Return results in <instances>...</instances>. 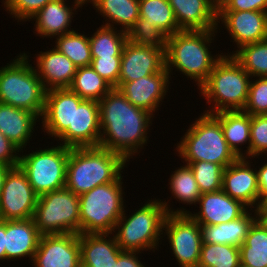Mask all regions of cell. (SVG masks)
Instances as JSON below:
<instances>
[{"instance_id": "obj_1", "label": "cell", "mask_w": 267, "mask_h": 267, "mask_svg": "<svg viewBox=\"0 0 267 267\" xmlns=\"http://www.w3.org/2000/svg\"><path fill=\"white\" fill-rule=\"evenodd\" d=\"M98 103L102 130L98 147L118 153L129 162L147 143L154 116L132 105L117 88H112Z\"/></svg>"}, {"instance_id": "obj_2", "label": "cell", "mask_w": 267, "mask_h": 267, "mask_svg": "<svg viewBox=\"0 0 267 267\" xmlns=\"http://www.w3.org/2000/svg\"><path fill=\"white\" fill-rule=\"evenodd\" d=\"M217 29L181 30L167 37L165 67L171 78L172 67L200 87L223 55L213 56L208 50ZM215 32V33H214Z\"/></svg>"}, {"instance_id": "obj_3", "label": "cell", "mask_w": 267, "mask_h": 267, "mask_svg": "<svg viewBox=\"0 0 267 267\" xmlns=\"http://www.w3.org/2000/svg\"><path fill=\"white\" fill-rule=\"evenodd\" d=\"M118 153L101 147L70 148L65 187L77 195L114 182L126 167Z\"/></svg>"}, {"instance_id": "obj_4", "label": "cell", "mask_w": 267, "mask_h": 267, "mask_svg": "<svg viewBox=\"0 0 267 267\" xmlns=\"http://www.w3.org/2000/svg\"><path fill=\"white\" fill-rule=\"evenodd\" d=\"M168 202L149 200L131 216L127 217L123 212L114 227L115 239L123 251L140 252L158 248L159 240L165 233L163 225L167 214H188L185 208L171 210ZM186 210V211H185ZM128 218V219H127ZM118 229L117 233L116 230Z\"/></svg>"}, {"instance_id": "obj_5", "label": "cell", "mask_w": 267, "mask_h": 267, "mask_svg": "<svg viewBox=\"0 0 267 267\" xmlns=\"http://www.w3.org/2000/svg\"><path fill=\"white\" fill-rule=\"evenodd\" d=\"M224 54L215 64L207 80L199 87L208 105H214L204 111L208 114L243 110L248 100L251 76L232 55Z\"/></svg>"}, {"instance_id": "obj_6", "label": "cell", "mask_w": 267, "mask_h": 267, "mask_svg": "<svg viewBox=\"0 0 267 267\" xmlns=\"http://www.w3.org/2000/svg\"><path fill=\"white\" fill-rule=\"evenodd\" d=\"M26 53L0 68V103L42 116L46 89Z\"/></svg>"}, {"instance_id": "obj_7", "label": "cell", "mask_w": 267, "mask_h": 267, "mask_svg": "<svg viewBox=\"0 0 267 267\" xmlns=\"http://www.w3.org/2000/svg\"><path fill=\"white\" fill-rule=\"evenodd\" d=\"M194 122L176 147L186 165L206 161L226 168L238 158L228 147L221 123L213 114L204 112Z\"/></svg>"}, {"instance_id": "obj_8", "label": "cell", "mask_w": 267, "mask_h": 267, "mask_svg": "<svg viewBox=\"0 0 267 267\" xmlns=\"http://www.w3.org/2000/svg\"><path fill=\"white\" fill-rule=\"evenodd\" d=\"M122 177L79 195L80 234L113 233L125 212Z\"/></svg>"}, {"instance_id": "obj_9", "label": "cell", "mask_w": 267, "mask_h": 267, "mask_svg": "<svg viewBox=\"0 0 267 267\" xmlns=\"http://www.w3.org/2000/svg\"><path fill=\"white\" fill-rule=\"evenodd\" d=\"M79 195L64 187L38 196L33 219L42 235L80 234Z\"/></svg>"}, {"instance_id": "obj_10", "label": "cell", "mask_w": 267, "mask_h": 267, "mask_svg": "<svg viewBox=\"0 0 267 267\" xmlns=\"http://www.w3.org/2000/svg\"><path fill=\"white\" fill-rule=\"evenodd\" d=\"M33 152V153H32ZM20 156L19 166L34 192L42 194L64 188L70 148L61 145Z\"/></svg>"}, {"instance_id": "obj_11", "label": "cell", "mask_w": 267, "mask_h": 267, "mask_svg": "<svg viewBox=\"0 0 267 267\" xmlns=\"http://www.w3.org/2000/svg\"><path fill=\"white\" fill-rule=\"evenodd\" d=\"M163 230L180 267H196L200 261V224L189 214H167Z\"/></svg>"}, {"instance_id": "obj_12", "label": "cell", "mask_w": 267, "mask_h": 267, "mask_svg": "<svg viewBox=\"0 0 267 267\" xmlns=\"http://www.w3.org/2000/svg\"><path fill=\"white\" fill-rule=\"evenodd\" d=\"M38 195L20 166L10 167L0 194V220L33 218Z\"/></svg>"}, {"instance_id": "obj_13", "label": "cell", "mask_w": 267, "mask_h": 267, "mask_svg": "<svg viewBox=\"0 0 267 267\" xmlns=\"http://www.w3.org/2000/svg\"><path fill=\"white\" fill-rule=\"evenodd\" d=\"M32 263L35 267H81L79 234L42 235Z\"/></svg>"}, {"instance_id": "obj_14", "label": "cell", "mask_w": 267, "mask_h": 267, "mask_svg": "<svg viewBox=\"0 0 267 267\" xmlns=\"http://www.w3.org/2000/svg\"><path fill=\"white\" fill-rule=\"evenodd\" d=\"M100 133L99 103L83 99L74 104L73 128H67L58 140L68 148L98 147Z\"/></svg>"}, {"instance_id": "obj_15", "label": "cell", "mask_w": 267, "mask_h": 267, "mask_svg": "<svg viewBox=\"0 0 267 267\" xmlns=\"http://www.w3.org/2000/svg\"><path fill=\"white\" fill-rule=\"evenodd\" d=\"M164 68V50L127 40L122 51L119 86L158 73Z\"/></svg>"}, {"instance_id": "obj_16", "label": "cell", "mask_w": 267, "mask_h": 267, "mask_svg": "<svg viewBox=\"0 0 267 267\" xmlns=\"http://www.w3.org/2000/svg\"><path fill=\"white\" fill-rule=\"evenodd\" d=\"M246 159L239 157L224 168L222 190L231 198L250 207L251 211L252 208L258 211L260 196L257 170L251 169L250 160Z\"/></svg>"}, {"instance_id": "obj_17", "label": "cell", "mask_w": 267, "mask_h": 267, "mask_svg": "<svg viewBox=\"0 0 267 267\" xmlns=\"http://www.w3.org/2000/svg\"><path fill=\"white\" fill-rule=\"evenodd\" d=\"M82 100L69 88L47 90L41 116L44 132L57 139L67 128H73L74 104Z\"/></svg>"}, {"instance_id": "obj_18", "label": "cell", "mask_w": 267, "mask_h": 267, "mask_svg": "<svg viewBox=\"0 0 267 267\" xmlns=\"http://www.w3.org/2000/svg\"><path fill=\"white\" fill-rule=\"evenodd\" d=\"M220 20L237 48L267 39V12L218 11L217 23Z\"/></svg>"}, {"instance_id": "obj_19", "label": "cell", "mask_w": 267, "mask_h": 267, "mask_svg": "<svg viewBox=\"0 0 267 267\" xmlns=\"http://www.w3.org/2000/svg\"><path fill=\"white\" fill-rule=\"evenodd\" d=\"M169 73L166 67L155 74L132 82L122 83L117 89L134 106L154 114L169 87Z\"/></svg>"}, {"instance_id": "obj_20", "label": "cell", "mask_w": 267, "mask_h": 267, "mask_svg": "<svg viewBox=\"0 0 267 267\" xmlns=\"http://www.w3.org/2000/svg\"><path fill=\"white\" fill-rule=\"evenodd\" d=\"M200 211L198 213L188 214L199 224L218 225L225 222H230L243 216L248 207L242 202L231 198L222 189L202 193L198 203Z\"/></svg>"}, {"instance_id": "obj_21", "label": "cell", "mask_w": 267, "mask_h": 267, "mask_svg": "<svg viewBox=\"0 0 267 267\" xmlns=\"http://www.w3.org/2000/svg\"><path fill=\"white\" fill-rule=\"evenodd\" d=\"M66 0H53L48 2L31 19H35L36 34L41 37L62 36L75 30L68 29L74 17V11L86 4V0H74V5L69 7Z\"/></svg>"}, {"instance_id": "obj_22", "label": "cell", "mask_w": 267, "mask_h": 267, "mask_svg": "<svg viewBox=\"0 0 267 267\" xmlns=\"http://www.w3.org/2000/svg\"><path fill=\"white\" fill-rule=\"evenodd\" d=\"M41 236L33 218L5 221L6 260L28 256L32 261Z\"/></svg>"}, {"instance_id": "obj_23", "label": "cell", "mask_w": 267, "mask_h": 267, "mask_svg": "<svg viewBox=\"0 0 267 267\" xmlns=\"http://www.w3.org/2000/svg\"><path fill=\"white\" fill-rule=\"evenodd\" d=\"M36 58L37 65L34 68L46 90L70 86L77 68L64 54L54 47L40 52Z\"/></svg>"}, {"instance_id": "obj_24", "label": "cell", "mask_w": 267, "mask_h": 267, "mask_svg": "<svg viewBox=\"0 0 267 267\" xmlns=\"http://www.w3.org/2000/svg\"><path fill=\"white\" fill-rule=\"evenodd\" d=\"M111 234H79L81 267H115L123 251ZM109 236L108 239H106Z\"/></svg>"}, {"instance_id": "obj_25", "label": "cell", "mask_w": 267, "mask_h": 267, "mask_svg": "<svg viewBox=\"0 0 267 267\" xmlns=\"http://www.w3.org/2000/svg\"><path fill=\"white\" fill-rule=\"evenodd\" d=\"M180 30L218 29L217 11L209 0H167Z\"/></svg>"}, {"instance_id": "obj_26", "label": "cell", "mask_w": 267, "mask_h": 267, "mask_svg": "<svg viewBox=\"0 0 267 267\" xmlns=\"http://www.w3.org/2000/svg\"><path fill=\"white\" fill-rule=\"evenodd\" d=\"M37 119L40 121L30 111L0 103V132L21 151L29 143Z\"/></svg>"}, {"instance_id": "obj_27", "label": "cell", "mask_w": 267, "mask_h": 267, "mask_svg": "<svg viewBox=\"0 0 267 267\" xmlns=\"http://www.w3.org/2000/svg\"><path fill=\"white\" fill-rule=\"evenodd\" d=\"M254 216L247 211L243 216L230 222L218 225L200 224L201 237L203 243L226 244L240 247L249 232L252 224L259 218V213L254 209ZM251 213V214H250Z\"/></svg>"}, {"instance_id": "obj_28", "label": "cell", "mask_w": 267, "mask_h": 267, "mask_svg": "<svg viewBox=\"0 0 267 267\" xmlns=\"http://www.w3.org/2000/svg\"><path fill=\"white\" fill-rule=\"evenodd\" d=\"M213 115L220 121L224 138L233 153L238 158H250L251 115L243 110L221 111ZM244 143H248L246 155L241 151V147L239 148V145Z\"/></svg>"}, {"instance_id": "obj_29", "label": "cell", "mask_w": 267, "mask_h": 267, "mask_svg": "<svg viewBox=\"0 0 267 267\" xmlns=\"http://www.w3.org/2000/svg\"><path fill=\"white\" fill-rule=\"evenodd\" d=\"M86 3L93 4L99 14L106 17L109 23L105 26L121 25L120 29L127 33L139 18V0H86Z\"/></svg>"}, {"instance_id": "obj_30", "label": "cell", "mask_w": 267, "mask_h": 267, "mask_svg": "<svg viewBox=\"0 0 267 267\" xmlns=\"http://www.w3.org/2000/svg\"><path fill=\"white\" fill-rule=\"evenodd\" d=\"M241 263L250 267H267V225L258 218L239 247Z\"/></svg>"}, {"instance_id": "obj_31", "label": "cell", "mask_w": 267, "mask_h": 267, "mask_svg": "<svg viewBox=\"0 0 267 267\" xmlns=\"http://www.w3.org/2000/svg\"><path fill=\"white\" fill-rule=\"evenodd\" d=\"M101 25L91 37L89 43L92 58L122 57V51L128 40L127 32L121 29Z\"/></svg>"}, {"instance_id": "obj_32", "label": "cell", "mask_w": 267, "mask_h": 267, "mask_svg": "<svg viewBox=\"0 0 267 267\" xmlns=\"http://www.w3.org/2000/svg\"><path fill=\"white\" fill-rule=\"evenodd\" d=\"M85 100L99 102L113 88L91 66L79 67L68 87Z\"/></svg>"}, {"instance_id": "obj_33", "label": "cell", "mask_w": 267, "mask_h": 267, "mask_svg": "<svg viewBox=\"0 0 267 267\" xmlns=\"http://www.w3.org/2000/svg\"><path fill=\"white\" fill-rule=\"evenodd\" d=\"M139 18L146 19L167 36L181 31L167 0H139Z\"/></svg>"}, {"instance_id": "obj_34", "label": "cell", "mask_w": 267, "mask_h": 267, "mask_svg": "<svg viewBox=\"0 0 267 267\" xmlns=\"http://www.w3.org/2000/svg\"><path fill=\"white\" fill-rule=\"evenodd\" d=\"M56 39L55 48L64 54L76 68L91 65V47L87 35L73 31Z\"/></svg>"}, {"instance_id": "obj_35", "label": "cell", "mask_w": 267, "mask_h": 267, "mask_svg": "<svg viewBox=\"0 0 267 267\" xmlns=\"http://www.w3.org/2000/svg\"><path fill=\"white\" fill-rule=\"evenodd\" d=\"M234 52L229 55H232L252 78L267 77V39L246 44Z\"/></svg>"}, {"instance_id": "obj_36", "label": "cell", "mask_w": 267, "mask_h": 267, "mask_svg": "<svg viewBox=\"0 0 267 267\" xmlns=\"http://www.w3.org/2000/svg\"><path fill=\"white\" fill-rule=\"evenodd\" d=\"M170 179V188L172 196L181 203L195 205L201 196L198 184L195 180L194 174L188 165L181 166L175 170Z\"/></svg>"}, {"instance_id": "obj_37", "label": "cell", "mask_w": 267, "mask_h": 267, "mask_svg": "<svg viewBox=\"0 0 267 267\" xmlns=\"http://www.w3.org/2000/svg\"><path fill=\"white\" fill-rule=\"evenodd\" d=\"M240 249L226 244L203 243L198 265L206 267H238Z\"/></svg>"}, {"instance_id": "obj_38", "label": "cell", "mask_w": 267, "mask_h": 267, "mask_svg": "<svg viewBox=\"0 0 267 267\" xmlns=\"http://www.w3.org/2000/svg\"><path fill=\"white\" fill-rule=\"evenodd\" d=\"M195 177L201 193L215 192L222 189L223 171L222 165L196 161L188 165Z\"/></svg>"}, {"instance_id": "obj_39", "label": "cell", "mask_w": 267, "mask_h": 267, "mask_svg": "<svg viewBox=\"0 0 267 267\" xmlns=\"http://www.w3.org/2000/svg\"><path fill=\"white\" fill-rule=\"evenodd\" d=\"M128 40L133 43L166 50L167 35L144 18H138L127 33Z\"/></svg>"}, {"instance_id": "obj_40", "label": "cell", "mask_w": 267, "mask_h": 267, "mask_svg": "<svg viewBox=\"0 0 267 267\" xmlns=\"http://www.w3.org/2000/svg\"><path fill=\"white\" fill-rule=\"evenodd\" d=\"M243 111L250 115L267 114V77L250 80L248 100Z\"/></svg>"}, {"instance_id": "obj_41", "label": "cell", "mask_w": 267, "mask_h": 267, "mask_svg": "<svg viewBox=\"0 0 267 267\" xmlns=\"http://www.w3.org/2000/svg\"><path fill=\"white\" fill-rule=\"evenodd\" d=\"M263 153H267V114L251 115L250 158Z\"/></svg>"}, {"instance_id": "obj_42", "label": "cell", "mask_w": 267, "mask_h": 267, "mask_svg": "<svg viewBox=\"0 0 267 267\" xmlns=\"http://www.w3.org/2000/svg\"><path fill=\"white\" fill-rule=\"evenodd\" d=\"M121 58L122 57L92 58L90 66L113 88H118Z\"/></svg>"}, {"instance_id": "obj_43", "label": "cell", "mask_w": 267, "mask_h": 267, "mask_svg": "<svg viewBox=\"0 0 267 267\" xmlns=\"http://www.w3.org/2000/svg\"><path fill=\"white\" fill-rule=\"evenodd\" d=\"M53 0H6L4 8L13 17L19 21H28L38 11H40L48 2Z\"/></svg>"}, {"instance_id": "obj_44", "label": "cell", "mask_w": 267, "mask_h": 267, "mask_svg": "<svg viewBox=\"0 0 267 267\" xmlns=\"http://www.w3.org/2000/svg\"><path fill=\"white\" fill-rule=\"evenodd\" d=\"M20 151L16 145L0 132V164L8 167L18 166L21 156L19 154Z\"/></svg>"}, {"instance_id": "obj_45", "label": "cell", "mask_w": 267, "mask_h": 267, "mask_svg": "<svg viewBox=\"0 0 267 267\" xmlns=\"http://www.w3.org/2000/svg\"><path fill=\"white\" fill-rule=\"evenodd\" d=\"M219 11L267 12V0H229Z\"/></svg>"}, {"instance_id": "obj_46", "label": "cell", "mask_w": 267, "mask_h": 267, "mask_svg": "<svg viewBox=\"0 0 267 267\" xmlns=\"http://www.w3.org/2000/svg\"><path fill=\"white\" fill-rule=\"evenodd\" d=\"M140 252L122 251L117 260L115 267H145L144 264L138 259Z\"/></svg>"}, {"instance_id": "obj_47", "label": "cell", "mask_w": 267, "mask_h": 267, "mask_svg": "<svg viewBox=\"0 0 267 267\" xmlns=\"http://www.w3.org/2000/svg\"><path fill=\"white\" fill-rule=\"evenodd\" d=\"M259 187V207L267 199V162L257 171Z\"/></svg>"}, {"instance_id": "obj_48", "label": "cell", "mask_w": 267, "mask_h": 267, "mask_svg": "<svg viewBox=\"0 0 267 267\" xmlns=\"http://www.w3.org/2000/svg\"><path fill=\"white\" fill-rule=\"evenodd\" d=\"M5 221L0 220V260H6Z\"/></svg>"}, {"instance_id": "obj_49", "label": "cell", "mask_w": 267, "mask_h": 267, "mask_svg": "<svg viewBox=\"0 0 267 267\" xmlns=\"http://www.w3.org/2000/svg\"><path fill=\"white\" fill-rule=\"evenodd\" d=\"M229 0H209L211 6L218 12Z\"/></svg>"}, {"instance_id": "obj_50", "label": "cell", "mask_w": 267, "mask_h": 267, "mask_svg": "<svg viewBox=\"0 0 267 267\" xmlns=\"http://www.w3.org/2000/svg\"><path fill=\"white\" fill-rule=\"evenodd\" d=\"M9 168L10 167L6 165L0 164V194L2 192V187H3L4 179L6 177L7 170Z\"/></svg>"}, {"instance_id": "obj_51", "label": "cell", "mask_w": 267, "mask_h": 267, "mask_svg": "<svg viewBox=\"0 0 267 267\" xmlns=\"http://www.w3.org/2000/svg\"><path fill=\"white\" fill-rule=\"evenodd\" d=\"M259 218L267 225V208L258 209Z\"/></svg>"}, {"instance_id": "obj_52", "label": "cell", "mask_w": 267, "mask_h": 267, "mask_svg": "<svg viewBox=\"0 0 267 267\" xmlns=\"http://www.w3.org/2000/svg\"><path fill=\"white\" fill-rule=\"evenodd\" d=\"M259 208H267V199L260 205Z\"/></svg>"}, {"instance_id": "obj_53", "label": "cell", "mask_w": 267, "mask_h": 267, "mask_svg": "<svg viewBox=\"0 0 267 267\" xmlns=\"http://www.w3.org/2000/svg\"><path fill=\"white\" fill-rule=\"evenodd\" d=\"M238 267H250V266H247V265H244L243 263H240V264L238 265Z\"/></svg>"}, {"instance_id": "obj_54", "label": "cell", "mask_w": 267, "mask_h": 267, "mask_svg": "<svg viewBox=\"0 0 267 267\" xmlns=\"http://www.w3.org/2000/svg\"><path fill=\"white\" fill-rule=\"evenodd\" d=\"M196 267H206V266H203V265H197Z\"/></svg>"}]
</instances>
